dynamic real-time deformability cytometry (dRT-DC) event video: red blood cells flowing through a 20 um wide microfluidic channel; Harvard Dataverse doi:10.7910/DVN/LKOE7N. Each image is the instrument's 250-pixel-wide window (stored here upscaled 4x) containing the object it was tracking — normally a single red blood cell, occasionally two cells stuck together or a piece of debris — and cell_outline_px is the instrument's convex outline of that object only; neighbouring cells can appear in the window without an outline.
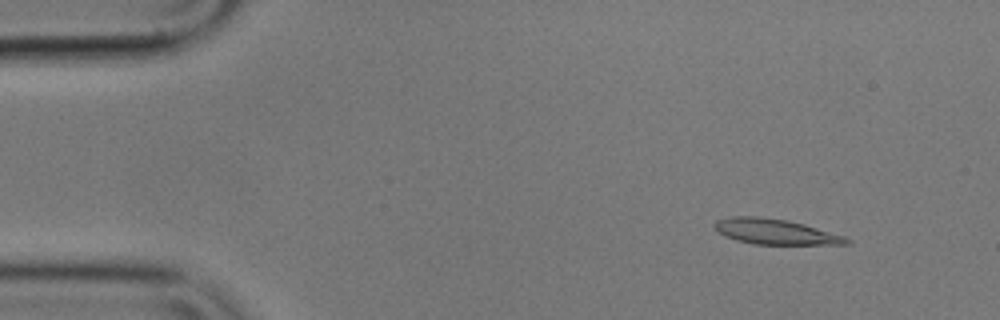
{"species": "common noctule bat (a hibernating species)", "species_latin": "Nyctalus noctula", "temperature_condition": "cold", "stored_images_in_passage": 55, "camera_frame_rate_fps": 3000, "um_per_image_px": 0.085, "animal": {"sex": "male", "body_mass_g": 17.9}, "frame": {"image": 1, "passage_image": 5, "time_ms": 1.333, "image_size_px": [1000, 320], "cell_outline_px": [[852, 244], [752, 244], [736, 240], [724, 236], [712, 224], [716, 220], [732, 216], [760, 216], [788, 220], [804, 224], [844, 236], [852, 240]], "centroid_in_image_um": [65.89, 19.69], "position_along_channel_um": 19.1, "area_um2": 19.54}}
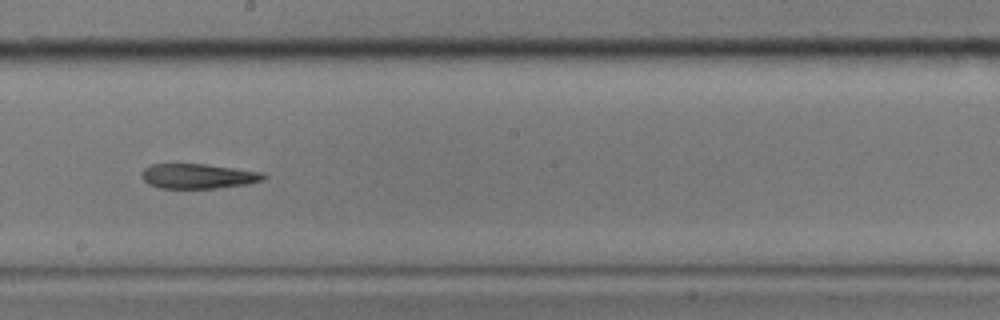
{"frame": {"image": 2, "passage_image": 30, "time_ms": 9.667, "image_size_px": [1000, 320], "cell_outline_px": [[268, 176], [264, 180], [248, 184], [216, 188], [160, 188], [148, 184], [140, 176], [140, 172], [144, 168], [152, 164], [204, 164], [264, 172]], "centroid_in_image_um": [16.85, 14.97], "position_along_channel_um": 231.4, "area_um2": 17.8}}
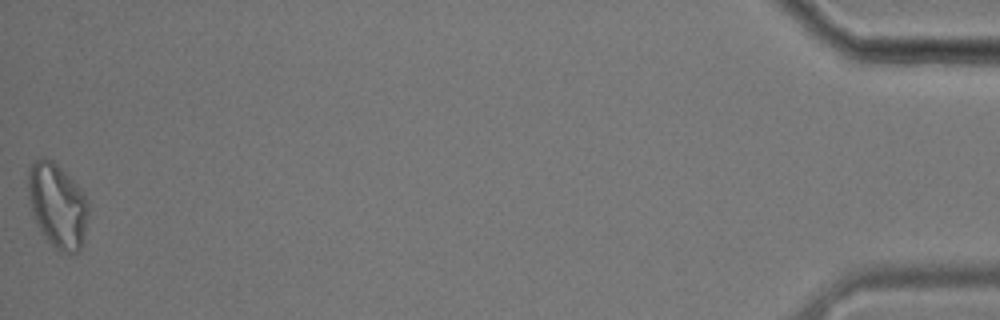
{"frame": {"image": 3, "passage_image": 55, "time_ms": 18.0, "image_size_px": [1000, 320], "cell_outline_px": [[88, 216], [80, 248], [76, 252], [64, 252], [56, 248], [44, 236], [32, 212], [28, 196], [28, 168], [40, 156], [44, 156], [52, 160], [84, 192], [88, 200]], "centroid_in_image_um": [4.88, 17.42], "position_along_channel_um": 430.3, "area_um2": 29.19}, "authors_computed_cell_mechanics": {"area_um2": 19.1896, "velocity_mm_per_s": 3.5441, "shape_relaxation_time_tau1_ms": 8.5128, "shape_relaxation_time_tau2_ms": 9.0445, "deformation_change_tau1": 0.2506, "deformation_change_tau2": 0.224}}